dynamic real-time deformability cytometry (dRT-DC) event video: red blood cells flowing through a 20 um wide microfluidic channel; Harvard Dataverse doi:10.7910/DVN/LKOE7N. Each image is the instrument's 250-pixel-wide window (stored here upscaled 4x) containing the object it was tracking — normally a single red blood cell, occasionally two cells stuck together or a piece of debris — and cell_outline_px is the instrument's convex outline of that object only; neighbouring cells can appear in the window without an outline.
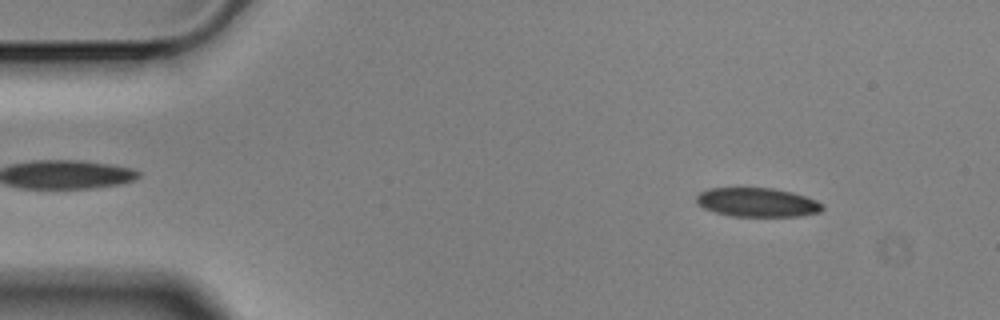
{"species": "Egyptian fruit bat (a non-hibernating species)", "species_latin": "Rousettus aegyptiacus", "temperature_condition": "cold", "stored_images_in_passage": 56, "camera_frame_rate_fps": 3000, "um_per_image_px": 0.085, "animal": {"sex": "male"}, "frame": {"image": 1, "passage_image": 6, "time_ms": 1.667, "image_size_px": [1000, 320], "cell_outline_px": [[824, 208], [820, 212], [800, 216], [732, 216], [716, 212], [704, 208], [696, 200], [696, 196], [700, 192], [708, 188], [772, 188], [792, 192], [816, 200], [824, 204]], "centroid_in_image_um": [64.39, 17.2], "position_along_channel_um": 20.6, "area_um2": 21.21}}
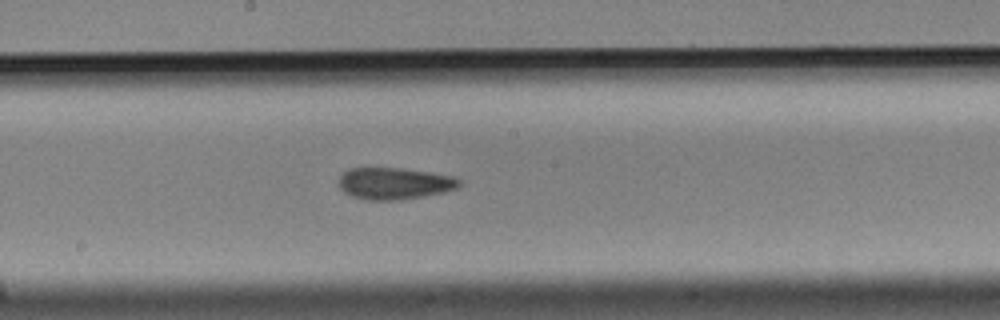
{"frame": {"image": 2, "passage_image": 29, "time_ms": 9.333, "image_size_px": [1000, 320], "cell_outline_px": [[460, 184], [456, 188], [444, 192], [424, 196], [400, 200], [368, 200], [352, 196], [344, 192], [340, 188], [340, 176], [348, 168], [400, 168], [428, 172], [452, 176], [460, 180]], "centroid_in_image_um": [33.51, 15.6], "position_along_channel_um": 214.7, "area_um2": 22.14}}
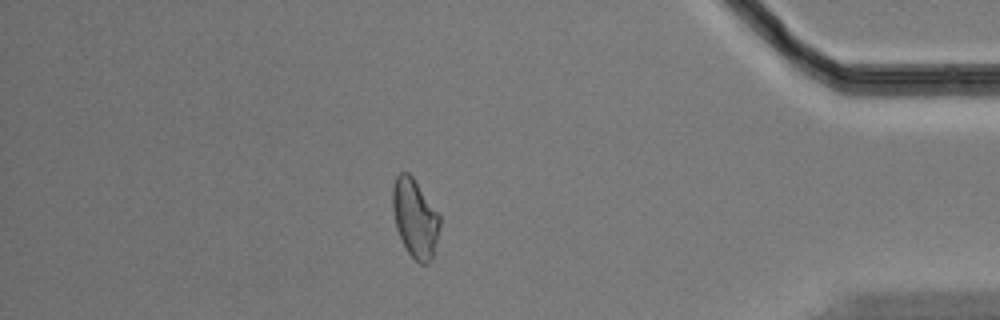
{"frame": {"image": 3, "passage_image": 48, "time_ms": 15.667, "image_size_px": [1000, 320], "cell_outline_px": [[440, 224], [432, 260], [428, 264], [420, 264], [408, 252], [396, 228], [392, 208], [392, 188], [396, 176], [400, 172], [408, 172], [412, 176], [440, 212]], "centroid_in_image_um": [35.29, 18.52], "position_along_channel_um": 399.9, "area_um2": 21.79}, "authors_computed_cell_mechanics": {"area_um2": 22.1374, "velocity_mm_per_s": 3.5325, "shape_relaxation_time_tau1_ms": 8.9973, "shape_relaxation_time_tau2_ms": 5.7089, "deformation_change_tau1": 0.1398, "deformation_change_tau2": 0.1329}}